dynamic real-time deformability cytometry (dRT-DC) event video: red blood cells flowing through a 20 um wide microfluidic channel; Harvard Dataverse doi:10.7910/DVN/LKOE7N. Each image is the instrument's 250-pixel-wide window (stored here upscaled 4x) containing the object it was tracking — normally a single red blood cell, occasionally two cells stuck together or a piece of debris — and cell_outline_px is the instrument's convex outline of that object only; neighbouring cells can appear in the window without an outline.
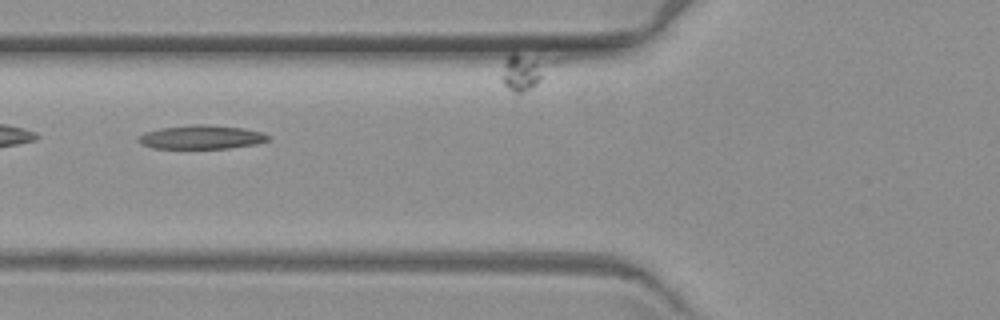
{"species": "common noctule bat (a hibernating species)", "species_latin": "Nyctalus noctula", "temperature_condition": "warm", "stored_images_in_passage": 8, "camera_frame_rate_fps": 3000, "um_per_image_px": 0.085, "animal": {"sex": "female", "body_mass_g": 19.3, "forearm_length_mm": 54.1}, "frame": {"image": 1, "passage_image": 4, "time_ms": 3.667, "image_size_px": [1000, 320], "cell_outline_px": [[272, 136], [268, 140], [256, 144], [228, 148], [152, 148], [140, 144], [136, 140], [144, 132], [160, 128], [192, 124], [204, 124], [244, 128], [264, 132]], "centroid_in_image_um": [17.13, 11.65], "position_along_channel_um": 108.7, "area_um2": 18.15}}
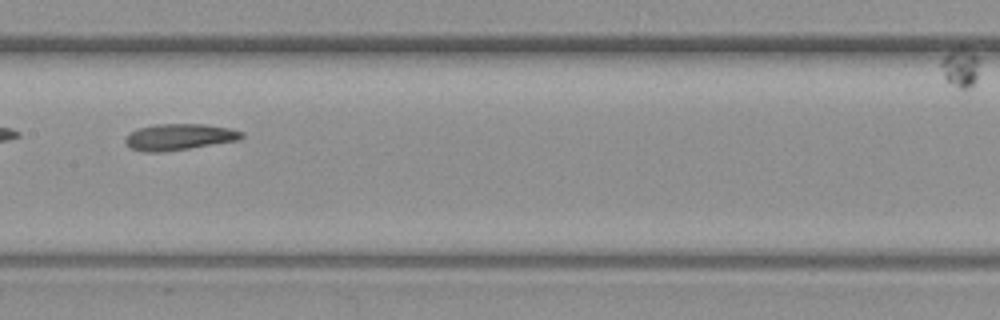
{"frame": {"image": 2, "passage_image": 6, "time_ms": 6.0, "image_size_px": [1000, 320], "cell_outline_px": [[244, 136], [240, 140], [164, 152], [144, 152], [132, 148], [124, 140], [128, 132], [140, 128], [156, 124], [204, 124], [228, 128], [244, 132]], "centroid_in_image_um": [15.24, 11.64], "position_along_channel_um": 192.2, "area_um2": 17.8}}
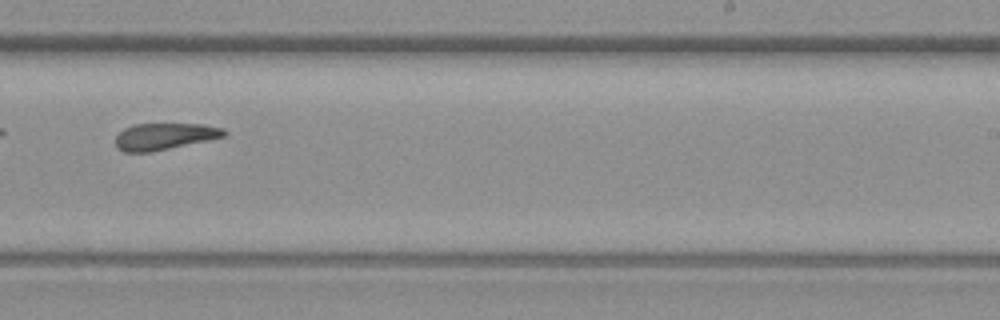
{"frame": {"image": 3, "passage_image": 8, "time_ms": 8.333, "image_size_px": [1000, 320], "cell_outline_px": [[228, 132], [224, 136], [208, 140], [152, 152], [124, 152], [116, 144], [116, 136], [124, 128], [136, 124], [204, 124], [224, 128]], "centroid_in_image_um": [14.01, 11.59], "position_along_channel_um": 275.0, "area_um2": 16.76}}